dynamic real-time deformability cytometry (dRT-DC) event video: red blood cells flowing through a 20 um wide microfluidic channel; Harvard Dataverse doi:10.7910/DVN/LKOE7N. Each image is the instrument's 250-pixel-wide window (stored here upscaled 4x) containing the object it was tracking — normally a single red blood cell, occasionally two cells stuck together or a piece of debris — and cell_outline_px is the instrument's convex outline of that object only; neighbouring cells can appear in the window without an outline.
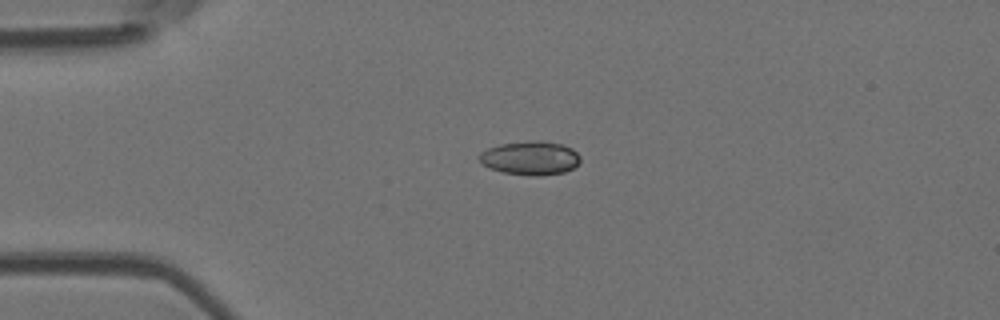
{"species": "Egyptian fruit bat (a non-hibernating species)", "species_latin": "Rousettus aegyptiacus", "temperature_condition": "room temperature", "stored_images_in_passage": 2, "camera_frame_rate_fps": 3000, "um_per_image_px": 0.085, "animal": {"sex": "female"}, "frame": {"image": 1, "passage_image": 1, "time_ms": 0.0, "image_size_px": [1000, 320], "cell_outline_px": [[580, 160], [572, 168], [564, 172], [536, 176], [532, 176], [504, 172], [488, 168], [480, 164], [476, 156], [480, 152], [488, 148], [500, 144], [528, 140], [544, 140], [564, 144], [572, 148], [580, 156]], "centroid_in_image_um": [45.02, 13.41], "position_along_channel_um": 40.0, "area_um2": 20.23}}